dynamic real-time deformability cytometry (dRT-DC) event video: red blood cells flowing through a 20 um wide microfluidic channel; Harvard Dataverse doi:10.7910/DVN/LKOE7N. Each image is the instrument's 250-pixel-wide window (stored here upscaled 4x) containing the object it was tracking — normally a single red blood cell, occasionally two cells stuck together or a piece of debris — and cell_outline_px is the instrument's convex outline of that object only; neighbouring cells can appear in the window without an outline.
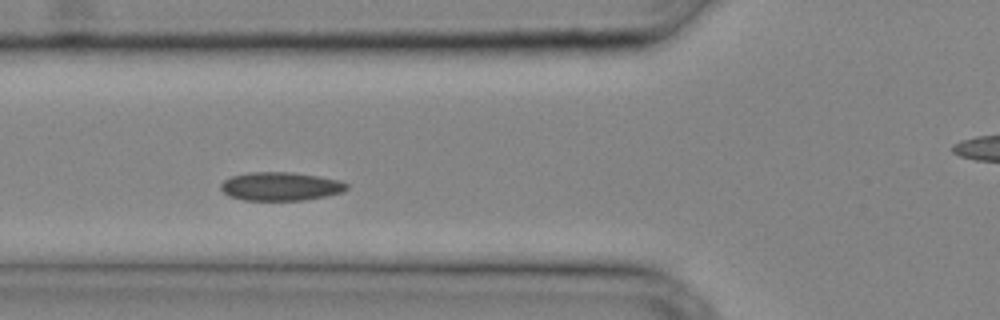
{"species": "common noctule bat (a hibernating species)", "species_latin": "Nyctalus noctula", "temperature_condition": "cold", "stored_images_in_passage": 26, "camera_frame_rate_fps": 3000, "um_per_image_px": 0.085, "animal": {"sex": "male", "body_mass_g": 20.4}, "frame": {"image": 1, "passage_image": 8, "time_ms": 2.333, "image_size_px": [1000, 320], "cell_outline_px": [[348, 188], [344, 192], [304, 200], [244, 200], [228, 196], [220, 188], [220, 184], [224, 180], [232, 176], [248, 172], [292, 172], [340, 180], [348, 184]], "centroid_in_image_um": [23.84, 15.84], "position_along_channel_um": 102.0, "area_um2": 20.92}}